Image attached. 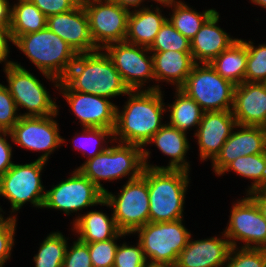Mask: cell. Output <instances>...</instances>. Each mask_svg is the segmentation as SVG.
<instances>
[{
	"label": "cell",
	"instance_id": "d6986e66",
	"mask_svg": "<svg viewBox=\"0 0 266 267\" xmlns=\"http://www.w3.org/2000/svg\"><path fill=\"white\" fill-rule=\"evenodd\" d=\"M232 131L220 152L211 161L214 173L218 176L232 161L240 156L266 153V129L261 126L238 125Z\"/></svg>",
	"mask_w": 266,
	"mask_h": 267
},
{
	"label": "cell",
	"instance_id": "f546056e",
	"mask_svg": "<svg viewBox=\"0 0 266 267\" xmlns=\"http://www.w3.org/2000/svg\"><path fill=\"white\" fill-rule=\"evenodd\" d=\"M230 170L253 181L247 193L266 188V153L240 156L229 163L218 176Z\"/></svg>",
	"mask_w": 266,
	"mask_h": 267
},
{
	"label": "cell",
	"instance_id": "ba28073f",
	"mask_svg": "<svg viewBox=\"0 0 266 267\" xmlns=\"http://www.w3.org/2000/svg\"><path fill=\"white\" fill-rule=\"evenodd\" d=\"M119 191L114 195L107 190L101 206L112 208L117 227L130 235L149 222L148 183L140 176L127 181Z\"/></svg>",
	"mask_w": 266,
	"mask_h": 267
},
{
	"label": "cell",
	"instance_id": "e0dca14e",
	"mask_svg": "<svg viewBox=\"0 0 266 267\" xmlns=\"http://www.w3.org/2000/svg\"><path fill=\"white\" fill-rule=\"evenodd\" d=\"M46 27L63 39L76 54L98 50L91 38L89 20L82 2L70 11L49 16Z\"/></svg>",
	"mask_w": 266,
	"mask_h": 267
},
{
	"label": "cell",
	"instance_id": "9c48e42d",
	"mask_svg": "<svg viewBox=\"0 0 266 267\" xmlns=\"http://www.w3.org/2000/svg\"><path fill=\"white\" fill-rule=\"evenodd\" d=\"M47 162L36 159L31 163L13 164L0 177V196L5 197L11 204V214L19 211L25 203L30 202L34 207L42 208L45 199V188L41 181V172ZM4 212L0 207V215Z\"/></svg>",
	"mask_w": 266,
	"mask_h": 267
},
{
	"label": "cell",
	"instance_id": "277c9868",
	"mask_svg": "<svg viewBox=\"0 0 266 267\" xmlns=\"http://www.w3.org/2000/svg\"><path fill=\"white\" fill-rule=\"evenodd\" d=\"M13 44L29 58L46 79L58 88L73 64L76 53L47 27L38 32L18 36Z\"/></svg>",
	"mask_w": 266,
	"mask_h": 267
},
{
	"label": "cell",
	"instance_id": "4316f807",
	"mask_svg": "<svg viewBox=\"0 0 266 267\" xmlns=\"http://www.w3.org/2000/svg\"><path fill=\"white\" fill-rule=\"evenodd\" d=\"M247 57L246 44L243 39H238L209 64L222 78L239 85L244 82Z\"/></svg>",
	"mask_w": 266,
	"mask_h": 267
},
{
	"label": "cell",
	"instance_id": "1f68e13d",
	"mask_svg": "<svg viewBox=\"0 0 266 267\" xmlns=\"http://www.w3.org/2000/svg\"><path fill=\"white\" fill-rule=\"evenodd\" d=\"M67 240L61 232L50 233L34 256L35 267H63L68 247Z\"/></svg>",
	"mask_w": 266,
	"mask_h": 267
},
{
	"label": "cell",
	"instance_id": "5b68a950",
	"mask_svg": "<svg viewBox=\"0 0 266 267\" xmlns=\"http://www.w3.org/2000/svg\"><path fill=\"white\" fill-rule=\"evenodd\" d=\"M143 148L134 144L118 143L109 146L77 169L103 193L107 191L101 180L113 181L128 176V181L139 178L144 169ZM130 176V177H129Z\"/></svg>",
	"mask_w": 266,
	"mask_h": 267
},
{
	"label": "cell",
	"instance_id": "f1b7e54d",
	"mask_svg": "<svg viewBox=\"0 0 266 267\" xmlns=\"http://www.w3.org/2000/svg\"><path fill=\"white\" fill-rule=\"evenodd\" d=\"M175 96L174 102L166 107L170 112L168 124L184 132L192 126L198 128L204 114L202 108L181 89H176Z\"/></svg>",
	"mask_w": 266,
	"mask_h": 267
},
{
	"label": "cell",
	"instance_id": "5bb4252c",
	"mask_svg": "<svg viewBox=\"0 0 266 267\" xmlns=\"http://www.w3.org/2000/svg\"><path fill=\"white\" fill-rule=\"evenodd\" d=\"M246 196L231 206L224 235L232 247H237V242L242 241L245 243L242 248L266 249V220L255 202Z\"/></svg>",
	"mask_w": 266,
	"mask_h": 267
},
{
	"label": "cell",
	"instance_id": "e575fe53",
	"mask_svg": "<svg viewBox=\"0 0 266 267\" xmlns=\"http://www.w3.org/2000/svg\"><path fill=\"white\" fill-rule=\"evenodd\" d=\"M243 42L248 54L244 81L266 83V44L257 47L251 40Z\"/></svg>",
	"mask_w": 266,
	"mask_h": 267
},
{
	"label": "cell",
	"instance_id": "681fc988",
	"mask_svg": "<svg viewBox=\"0 0 266 267\" xmlns=\"http://www.w3.org/2000/svg\"><path fill=\"white\" fill-rule=\"evenodd\" d=\"M251 2H253L254 4L258 6L265 8L266 10V0H251Z\"/></svg>",
	"mask_w": 266,
	"mask_h": 267
},
{
	"label": "cell",
	"instance_id": "ac0fdd59",
	"mask_svg": "<svg viewBox=\"0 0 266 267\" xmlns=\"http://www.w3.org/2000/svg\"><path fill=\"white\" fill-rule=\"evenodd\" d=\"M236 128L238 124L232 111L204 112L194 133L198 139L196 142L199 145L200 160L211 159L212 161Z\"/></svg>",
	"mask_w": 266,
	"mask_h": 267
},
{
	"label": "cell",
	"instance_id": "7a4b0ae2",
	"mask_svg": "<svg viewBox=\"0 0 266 267\" xmlns=\"http://www.w3.org/2000/svg\"><path fill=\"white\" fill-rule=\"evenodd\" d=\"M102 51V52H101ZM103 49L77 54L68 73L62 79L73 91L107 99L128 94L113 61Z\"/></svg>",
	"mask_w": 266,
	"mask_h": 267
},
{
	"label": "cell",
	"instance_id": "74e56055",
	"mask_svg": "<svg viewBox=\"0 0 266 267\" xmlns=\"http://www.w3.org/2000/svg\"><path fill=\"white\" fill-rule=\"evenodd\" d=\"M142 246L138 241L136 246L128 245L126 242L118 245L113 267H146Z\"/></svg>",
	"mask_w": 266,
	"mask_h": 267
},
{
	"label": "cell",
	"instance_id": "7bdbcfd3",
	"mask_svg": "<svg viewBox=\"0 0 266 267\" xmlns=\"http://www.w3.org/2000/svg\"><path fill=\"white\" fill-rule=\"evenodd\" d=\"M10 136V132L0 133V177L4 175L12 166V146L8 143L6 136Z\"/></svg>",
	"mask_w": 266,
	"mask_h": 267
},
{
	"label": "cell",
	"instance_id": "d6a6232c",
	"mask_svg": "<svg viewBox=\"0 0 266 267\" xmlns=\"http://www.w3.org/2000/svg\"><path fill=\"white\" fill-rule=\"evenodd\" d=\"M82 130H83V132H82L83 134L79 135L80 133H78L77 137H75L73 139V142L75 144L74 147H76L75 149H78V151L82 150V152H83L82 154L84 156L87 155L86 152L88 153L89 156L87 157V159L95 157L96 155H98L99 153H101L102 151L106 150L109 147V145L105 146L107 144L106 138L109 139L111 137L110 143H112V141H114V139H113V137H114L113 130L114 129L91 128V127L85 128V127H83ZM77 138L79 141L77 140ZM103 144H104V146H103ZM94 146H95V148H94ZM90 147H92L91 151H90Z\"/></svg>",
	"mask_w": 266,
	"mask_h": 267
},
{
	"label": "cell",
	"instance_id": "7402d4cb",
	"mask_svg": "<svg viewBox=\"0 0 266 267\" xmlns=\"http://www.w3.org/2000/svg\"><path fill=\"white\" fill-rule=\"evenodd\" d=\"M152 143L157 146L164 155L169 156L171 160L166 167L148 164V158H150L151 152L144 148L143 162L145 167L152 169L185 170L190 172L189 162H187L185 158L190 148L186 132L166 123L151 137L145 146Z\"/></svg>",
	"mask_w": 266,
	"mask_h": 267
},
{
	"label": "cell",
	"instance_id": "2e32d148",
	"mask_svg": "<svg viewBox=\"0 0 266 267\" xmlns=\"http://www.w3.org/2000/svg\"><path fill=\"white\" fill-rule=\"evenodd\" d=\"M58 89L83 127L114 129L116 105L110 100L73 91L63 80H60Z\"/></svg>",
	"mask_w": 266,
	"mask_h": 267
},
{
	"label": "cell",
	"instance_id": "836d02e7",
	"mask_svg": "<svg viewBox=\"0 0 266 267\" xmlns=\"http://www.w3.org/2000/svg\"><path fill=\"white\" fill-rule=\"evenodd\" d=\"M148 49L150 52H191L190 41L177 31L168 19L160 28L152 45Z\"/></svg>",
	"mask_w": 266,
	"mask_h": 267
},
{
	"label": "cell",
	"instance_id": "d4e9b609",
	"mask_svg": "<svg viewBox=\"0 0 266 267\" xmlns=\"http://www.w3.org/2000/svg\"><path fill=\"white\" fill-rule=\"evenodd\" d=\"M153 9L142 5V8L130 11L125 37L126 42L147 48L152 45L160 28L168 19L162 16V11L157 5Z\"/></svg>",
	"mask_w": 266,
	"mask_h": 267
},
{
	"label": "cell",
	"instance_id": "30bf717a",
	"mask_svg": "<svg viewBox=\"0 0 266 267\" xmlns=\"http://www.w3.org/2000/svg\"><path fill=\"white\" fill-rule=\"evenodd\" d=\"M3 69L7 77V88L17 109L23 107L28 110L20 116H49L58 112V105L51 99L46 87L30 71L17 62Z\"/></svg>",
	"mask_w": 266,
	"mask_h": 267
},
{
	"label": "cell",
	"instance_id": "ffe728a7",
	"mask_svg": "<svg viewBox=\"0 0 266 267\" xmlns=\"http://www.w3.org/2000/svg\"><path fill=\"white\" fill-rule=\"evenodd\" d=\"M232 114L238 125L266 129V83L244 81L236 85Z\"/></svg>",
	"mask_w": 266,
	"mask_h": 267
},
{
	"label": "cell",
	"instance_id": "ab89813d",
	"mask_svg": "<svg viewBox=\"0 0 266 267\" xmlns=\"http://www.w3.org/2000/svg\"><path fill=\"white\" fill-rule=\"evenodd\" d=\"M17 111L15 101L7 86L0 83V125L8 132L21 117L17 114Z\"/></svg>",
	"mask_w": 266,
	"mask_h": 267
},
{
	"label": "cell",
	"instance_id": "8fae6325",
	"mask_svg": "<svg viewBox=\"0 0 266 267\" xmlns=\"http://www.w3.org/2000/svg\"><path fill=\"white\" fill-rule=\"evenodd\" d=\"M71 177L45 191L42 208L63 211L65 215L84 208L101 205L104 193L77 168Z\"/></svg>",
	"mask_w": 266,
	"mask_h": 267
},
{
	"label": "cell",
	"instance_id": "d590c367",
	"mask_svg": "<svg viewBox=\"0 0 266 267\" xmlns=\"http://www.w3.org/2000/svg\"><path fill=\"white\" fill-rule=\"evenodd\" d=\"M239 248H231L225 267H266V249Z\"/></svg>",
	"mask_w": 266,
	"mask_h": 267
},
{
	"label": "cell",
	"instance_id": "ee69618b",
	"mask_svg": "<svg viewBox=\"0 0 266 267\" xmlns=\"http://www.w3.org/2000/svg\"><path fill=\"white\" fill-rule=\"evenodd\" d=\"M8 42H14L10 26H0V63L4 62L5 67L13 65V61L7 60L10 53Z\"/></svg>",
	"mask_w": 266,
	"mask_h": 267
},
{
	"label": "cell",
	"instance_id": "44dd1931",
	"mask_svg": "<svg viewBox=\"0 0 266 267\" xmlns=\"http://www.w3.org/2000/svg\"><path fill=\"white\" fill-rule=\"evenodd\" d=\"M222 235L224 238L215 236L194 241L190 236L175 267H224L232 246L223 232Z\"/></svg>",
	"mask_w": 266,
	"mask_h": 267
},
{
	"label": "cell",
	"instance_id": "4dcf8cb0",
	"mask_svg": "<svg viewBox=\"0 0 266 267\" xmlns=\"http://www.w3.org/2000/svg\"><path fill=\"white\" fill-rule=\"evenodd\" d=\"M185 2L180 1L174 3L169 8L173 7L171 18L168 20L173 24L174 28L179 31L184 37L191 41L196 33L200 30L204 22L216 11L215 9H208L202 13L195 11Z\"/></svg>",
	"mask_w": 266,
	"mask_h": 267
},
{
	"label": "cell",
	"instance_id": "6da1fadb",
	"mask_svg": "<svg viewBox=\"0 0 266 267\" xmlns=\"http://www.w3.org/2000/svg\"><path fill=\"white\" fill-rule=\"evenodd\" d=\"M150 87V88H149ZM144 90H130L123 110L116 106L114 141L145 147L151 137L165 124L161 122L166 106L159 85ZM165 107V108H164Z\"/></svg>",
	"mask_w": 266,
	"mask_h": 267
},
{
	"label": "cell",
	"instance_id": "b9f144b4",
	"mask_svg": "<svg viewBox=\"0 0 266 267\" xmlns=\"http://www.w3.org/2000/svg\"><path fill=\"white\" fill-rule=\"evenodd\" d=\"M47 18L70 11L75 8L81 0H30Z\"/></svg>",
	"mask_w": 266,
	"mask_h": 267
},
{
	"label": "cell",
	"instance_id": "4fadbf2b",
	"mask_svg": "<svg viewBox=\"0 0 266 267\" xmlns=\"http://www.w3.org/2000/svg\"><path fill=\"white\" fill-rule=\"evenodd\" d=\"M49 116H21L19 121L9 131L12 142L29 149L30 151H42L39 160L48 161L51 153L60 147L66 140L59 134V124Z\"/></svg>",
	"mask_w": 266,
	"mask_h": 267
},
{
	"label": "cell",
	"instance_id": "603a6c76",
	"mask_svg": "<svg viewBox=\"0 0 266 267\" xmlns=\"http://www.w3.org/2000/svg\"><path fill=\"white\" fill-rule=\"evenodd\" d=\"M219 15L216 10L190 41L191 54L195 63L209 64L238 40V38L230 37L228 33L217 26Z\"/></svg>",
	"mask_w": 266,
	"mask_h": 267
},
{
	"label": "cell",
	"instance_id": "816d5d0a",
	"mask_svg": "<svg viewBox=\"0 0 266 267\" xmlns=\"http://www.w3.org/2000/svg\"><path fill=\"white\" fill-rule=\"evenodd\" d=\"M6 132V130L0 125V133Z\"/></svg>",
	"mask_w": 266,
	"mask_h": 267
},
{
	"label": "cell",
	"instance_id": "f907efd6",
	"mask_svg": "<svg viewBox=\"0 0 266 267\" xmlns=\"http://www.w3.org/2000/svg\"><path fill=\"white\" fill-rule=\"evenodd\" d=\"M146 267H175V266L169 265V264H151V263H147Z\"/></svg>",
	"mask_w": 266,
	"mask_h": 267
},
{
	"label": "cell",
	"instance_id": "f6af8a7d",
	"mask_svg": "<svg viewBox=\"0 0 266 267\" xmlns=\"http://www.w3.org/2000/svg\"><path fill=\"white\" fill-rule=\"evenodd\" d=\"M258 206L263 218L266 220V190L257 189L246 193Z\"/></svg>",
	"mask_w": 266,
	"mask_h": 267
},
{
	"label": "cell",
	"instance_id": "8d00e7d4",
	"mask_svg": "<svg viewBox=\"0 0 266 267\" xmlns=\"http://www.w3.org/2000/svg\"><path fill=\"white\" fill-rule=\"evenodd\" d=\"M128 236L120 232L116 237L106 241L88 243L89 254L93 267H113L118 244L115 240L119 237Z\"/></svg>",
	"mask_w": 266,
	"mask_h": 267
},
{
	"label": "cell",
	"instance_id": "83f0119b",
	"mask_svg": "<svg viewBox=\"0 0 266 267\" xmlns=\"http://www.w3.org/2000/svg\"><path fill=\"white\" fill-rule=\"evenodd\" d=\"M47 17L30 1L18 0L11 6L10 30L13 41L31 32L46 28Z\"/></svg>",
	"mask_w": 266,
	"mask_h": 267
},
{
	"label": "cell",
	"instance_id": "7dc6e473",
	"mask_svg": "<svg viewBox=\"0 0 266 267\" xmlns=\"http://www.w3.org/2000/svg\"><path fill=\"white\" fill-rule=\"evenodd\" d=\"M111 1L117 3L118 5L129 11L130 8H134V10H136L135 8L140 7L141 4L144 3V0H111Z\"/></svg>",
	"mask_w": 266,
	"mask_h": 267
},
{
	"label": "cell",
	"instance_id": "f35d334b",
	"mask_svg": "<svg viewBox=\"0 0 266 267\" xmlns=\"http://www.w3.org/2000/svg\"><path fill=\"white\" fill-rule=\"evenodd\" d=\"M17 216L0 217V267L10 259L14 246Z\"/></svg>",
	"mask_w": 266,
	"mask_h": 267
},
{
	"label": "cell",
	"instance_id": "7c38bea8",
	"mask_svg": "<svg viewBox=\"0 0 266 267\" xmlns=\"http://www.w3.org/2000/svg\"><path fill=\"white\" fill-rule=\"evenodd\" d=\"M89 20L94 45L104 49L107 45L125 41L130 11L111 0H82Z\"/></svg>",
	"mask_w": 266,
	"mask_h": 267
},
{
	"label": "cell",
	"instance_id": "52a82bcc",
	"mask_svg": "<svg viewBox=\"0 0 266 267\" xmlns=\"http://www.w3.org/2000/svg\"><path fill=\"white\" fill-rule=\"evenodd\" d=\"M235 86L222 78L210 64L196 63L180 89L204 112L232 111Z\"/></svg>",
	"mask_w": 266,
	"mask_h": 267
},
{
	"label": "cell",
	"instance_id": "cb8c5ba5",
	"mask_svg": "<svg viewBox=\"0 0 266 267\" xmlns=\"http://www.w3.org/2000/svg\"><path fill=\"white\" fill-rule=\"evenodd\" d=\"M155 81H166L180 89L196 64L191 52L163 51L153 52Z\"/></svg>",
	"mask_w": 266,
	"mask_h": 267
},
{
	"label": "cell",
	"instance_id": "bcb514c9",
	"mask_svg": "<svg viewBox=\"0 0 266 267\" xmlns=\"http://www.w3.org/2000/svg\"><path fill=\"white\" fill-rule=\"evenodd\" d=\"M11 5L8 0H0V26H10Z\"/></svg>",
	"mask_w": 266,
	"mask_h": 267
},
{
	"label": "cell",
	"instance_id": "60d3db41",
	"mask_svg": "<svg viewBox=\"0 0 266 267\" xmlns=\"http://www.w3.org/2000/svg\"><path fill=\"white\" fill-rule=\"evenodd\" d=\"M63 267H93L88 243H83L77 238L70 248L67 247Z\"/></svg>",
	"mask_w": 266,
	"mask_h": 267
},
{
	"label": "cell",
	"instance_id": "484cf974",
	"mask_svg": "<svg viewBox=\"0 0 266 267\" xmlns=\"http://www.w3.org/2000/svg\"><path fill=\"white\" fill-rule=\"evenodd\" d=\"M72 230L79 235L78 239L83 243L106 241L121 232L113 214L109 218L100 211H89L86 214L78 215L73 221Z\"/></svg>",
	"mask_w": 266,
	"mask_h": 267
},
{
	"label": "cell",
	"instance_id": "3957f363",
	"mask_svg": "<svg viewBox=\"0 0 266 267\" xmlns=\"http://www.w3.org/2000/svg\"><path fill=\"white\" fill-rule=\"evenodd\" d=\"M188 173L185 170L144 167L141 176L148 183L149 222H168L183 218Z\"/></svg>",
	"mask_w": 266,
	"mask_h": 267
},
{
	"label": "cell",
	"instance_id": "8992f818",
	"mask_svg": "<svg viewBox=\"0 0 266 267\" xmlns=\"http://www.w3.org/2000/svg\"><path fill=\"white\" fill-rule=\"evenodd\" d=\"M182 221L183 219L148 222L133 233H138V241L142 246L147 263L175 266L180 252L192 236Z\"/></svg>",
	"mask_w": 266,
	"mask_h": 267
},
{
	"label": "cell",
	"instance_id": "c3c4849f",
	"mask_svg": "<svg viewBox=\"0 0 266 267\" xmlns=\"http://www.w3.org/2000/svg\"><path fill=\"white\" fill-rule=\"evenodd\" d=\"M153 1H155L157 4L159 3V5H162V6H167V7H169V6H172L174 3H178V2H180V1H178V0H153Z\"/></svg>",
	"mask_w": 266,
	"mask_h": 267
},
{
	"label": "cell",
	"instance_id": "9a60e30c",
	"mask_svg": "<svg viewBox=\"0 0 266 267\" xmlns=\"http://www.w3.org/2000/svg\"><path fill=\"white\" fill-rule=\"evenodd\" d=\"M103 50H106L129 90H141L147 80H155L153 58L152 54L146 55L150 52L147 47L122 41L111 43Z\"/></svg>",
	"mask_w": 266,
	"mask_h": 267
}]
</instances>
